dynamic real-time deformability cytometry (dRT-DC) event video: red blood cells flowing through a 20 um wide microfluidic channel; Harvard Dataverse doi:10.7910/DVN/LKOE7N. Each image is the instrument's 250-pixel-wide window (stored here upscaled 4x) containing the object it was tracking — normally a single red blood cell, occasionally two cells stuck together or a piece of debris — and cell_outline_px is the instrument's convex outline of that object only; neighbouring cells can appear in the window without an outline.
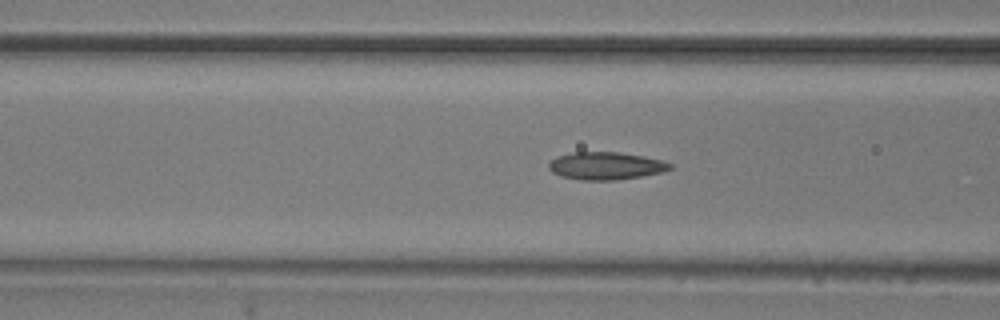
{"species": "common noctule bat (a hibernating species)", "species_latin": "Nyctalus noctula", "temperature_condition": "room temperature", "stored_images_in_passage": 37, "camera_frame_rate_fps": 3000, "um_per_image_px": 0.085, "animal": {"sex": "male", "body_mass_g": 20.5, "forearm_length_mm": 52.5}, "frame": {"image": 1, "passage_image": 16, "time_ms": 5.0, "image_size_px": [1000, 320], "cell_outline_px": [[672, 168], [664, 172], [616, 180], [580, 180], [560, 176], [552, 172], [548, 168], [548, 164], [556, 156], [572, 152], [620, 152], [644, 156], [660, 160], [672, 164]], "centroid_in_image_um": [51.47, 14.09], "position_along_channel_um": 115.1, "area_um2": 19.59}}
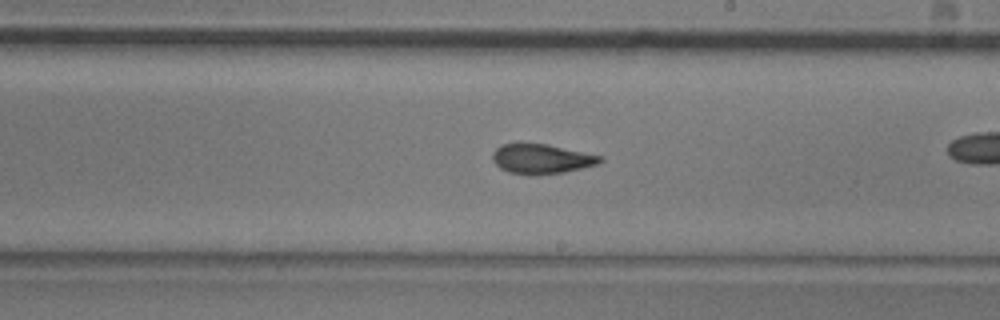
{"frame": {"image": 2, "passage_image": 26, "time_ms": 8.333, "image_size_px": [1000, 320], "cell_outline_px": [[604, 160], [596, 164], [564, 172], [536, 176], [528, 176], [508, 172], [500, 168], [492, 160], [492, 152], [500, 144], [544, 144], [600, 156]], "centroid_in_image_um": [45.94, 13.53], "position_along_channel_um": 243.1, "area_um2": 18.44}}
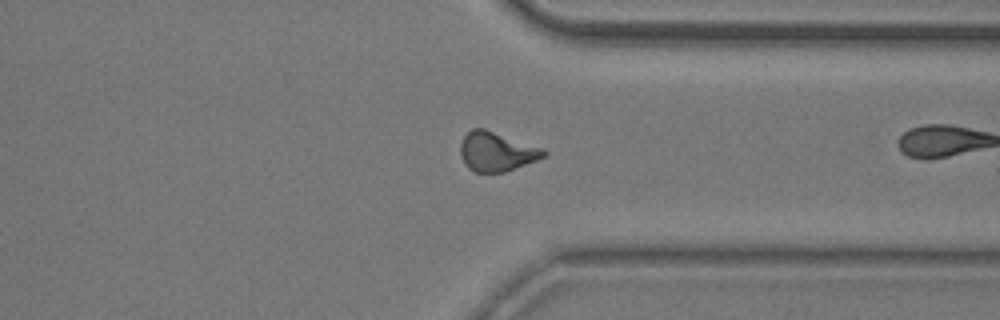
{"frame": {"image": 3, "passage_image": 36, "time_ms": 11.667, "image_size_px": [1000, 320], "cell_outline_px": [[548, 152], [544, 156], [536, 160], [504, 172], [476, 172], [468, 168], [464, 164], [460, 156], [460, 144], [464, 136], [472, 128], [484, 128], [544, 148]], "centroid_in_image_um": [42.19, 12.88], "position_along_channel_um": 369.2, "area_um2": 19.07}}